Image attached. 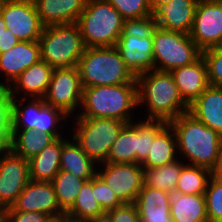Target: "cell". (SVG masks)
<instances>
[{"label": "cell", "instance_id": "cell-48", "mask_svg": "<svg viewBox=\"0 0 222 222\" xmlns=\"http://www.w3.org/2000/svg\"><path fill=\"white\" fill-rule=\"evenodd\" d=\"M0 222H7V208L0 206Z\"/></svg>", "mask_w": 222, "mask_h": 222}, {"label": "cell", "instance_id": "cell-39", "mask_svg": "<svg viewBox=\"0 0 222 222\" xmlns=\"http://www.w3.org/2000/svg\"><path fill=\"white\" fill-rule=\"evenodd\" d=\"M201 55L207 67L209 85L222 87V46L206 49Z\"/></svg>", "mask_w": 222, "mask_h": 222}, {"label": "cell", "instance_id": "cell-11", "mask_svg": "<svg viewBox=\"0 0 222 222\" xmlns=\"http://www.w3.org/2000/svg\"><path fill=\"white\" fill-rule=\"evenodd\" d=\"M190 37L201 51L222 46V0L198 1Z\"/></svg>", "mask_w": 222, "mask_h": 222}, {"label": "cell", "instance_id": "cell-9", "mask_svg": "<svg viewBox=\"0 0 222 222\" xmlns=\"http://www.w3.org/2000/svg\"><path fill=\"white\" fill-rule=\"evenodd\" d=\"M82 93L83 87L77 66L54 68L43 99L47 105L61 109L72 118L81 107Z\"/></svg>", "mask_w": 222, "mask_h": 222}, {"label": "cell", "instance_id": "cell-4", "mask_svg": "<svg viewBox=\"0 0 222 222\" xmlns=\"http://www.w3.org/2000/svg\"><path fill=\"white\" fill-rule=\"evenodd\" d=\"M77 68L82 87L137 83L115 46L85 48Z\"/></svg>", "mask_w": 222, "mask_h": 222}, {"label": "cell", "instance_id": "cell-33", "mask_svg": "<svg viewBox=\"0 0 222 222\" xmlns=\"http://www.w3.org/2000/svg\"><path fill=\"white\" fill-rule=\"evenodd\" d=\"M86 180L73 173L60 170L51 181L60 208L66 213L75 203L78 193Z\"/></svg>", "mask_w": 222, "mask_h": 222}, {"label": "cell", "instance_id": "cell-46", "mask_svg": "<svg viewBox=\"0 0 222 222\" xmlns=\"http://www.w3.org/2000/svg\"><path fill=\"white\" fill-rule=\"evenodd\" d=\"M170 1L171 0H147L150 9L152 10V13H154L158 8L167 4Z\"/></svg>", "mask_w": 222, "mask_h": 222}, {"label": "cell", "instance_id": "cell-21", "mask_svg": "<svg viewBox=\"0 0 222 222\" xmlns=\"http://www.w3.org/2000/svg\"><path fill=\"white\" fill-rule=\"evenodd\" d=\"M134 204L137 206L140 222H173L167 191L143 184Z\"/></svg>", "mask_w": 222, "mask_h": 222}, {"label": "cell", "instance_id": "cell-28", "mask_svg": "<svg viewBox=\"0 0 222 222\" xmlns=\"http://www.w3.org/2000/svg\"><path fill=\"white\" fill-rule=\"evenodd\" d=\"M138 150V119L126 124L120 131L109 151L110 163H136Z\"/></svg>", "mask_w": 222, "mask_h": 222}, {"label": "cell", "instance_id": "cell-45", "mask_svg": "<svg viewBox=\"0 0 222 222\" xmlns=\"http://www.w3.org/2000/svg\"><path fill=\"white\" fill-rule=\"evenodd\" d=\"M86 222H113L111 216L104 212L100 215H97L96 217L87 219Z\"/></svg>", "mask_w": 222, "mask_h": 222}, {"label": "cell", "instance_id": "cell-12", "mask_svg": "<svg viewBox=\"0 0 222 222\" xmlns=\"http://www.w3.org/2000/svg\"><path fill=\"white\" fill-rule=\"evenodd\" d=\"M0 13L6 29L20 41H39L44 26L33 0H5Z\"/></svg>", "mask_w": 222, "mask_h": 222}, {"label": "cell", "instance_id": "cell-5", "mask_svg": "<svg viewBox=\"0 0 222 222\" xmlns=\"http://www.w3.org/2000/svg\"><path fill=\"white\" fill-rule=\"evenodd\" d=\"M124 21L107 0H87L77 24L86 48L112 47L121 36Z\"/></svg>", "mask_w": 222, "mask_h": 222}, {"label": "cell", "instance_id": "cell-52", "mask_svg": "<svg viewBox=\"0 0 222 222\" xmlns=\"http://www.w3.org/2000/svg\"><path fill=\"white\" fill-rule=\"evenodd\" d=\"M6 87L0 85V93L5 89Z\"/></svg>", "mask_w": 222, "mask_h": 222}, {"label": "cell", "instance_id": "cell-23", "mask_svg": "<svg viewBox=\"0 0 222 222\" xmlns=\"http://www.w3.org/2000/svg\"><path fill=\"white\" fill-rule=\"evenodd\" d=\"M98 164L91 159L69 135L62 137L60 170L73 173L84 180H90L97 174Z\"/></svg>", "mask_w": 222, "mask_h": 222}, {"label": "cell", "instance_id": "cell-36", "mask_svg": "<svg viewBox=\"0 0 222 222\" xmlns=\"http://www.w3.org/2000/svg\"><path fill=\"white\" fill-rule=\"evenodd\" d=\"M209 222H222V180L211 176L204 193Z\"/></svg>", "mask_w": 222, "mask_h": 222}, {"label": "cell", "instance_id": "cell-16", "mask_svg": "<svg viewBox=\"0 0 222 222\" xmlns=\"http://www.w3.org/2000/svg\"><path fill=\"white\" fill-rule=\"evenodd\" d=\"M115 47L126 67L137 77L146 71L154 70L153 37L138 38L121 35Z\"/></svg>", "mask_w": 222, "mask_h": 222}, {"label": "cell", "instance_id": "cell-20", "mask_svg": "<svg viewBox=\"0 0 222 222\" xmlns=\"http://www.w3.org/2000/svg\"><path fill=\"white\" fill-rule=\"evenodd\" d=\"M44 27L77 23L87 0H33Z\"/></svg>", "mask_w": 222, "mask_h": 222}, {"label": "cell", "instance_id": "cell-3", "mask_svg": "<svg viewBox=\"0 0 222 222\" xmlns=\"http://www.w3.org/2000/svg\"><path fill=\"white\" fill-rule=\"evenodd\" d=\"M135 110L139 111L137 83L83 87L81 107L74 117L118 119L128 124L139 118Z\"/></svg>", "mask_w": 222, "mask_h": 222}, {"label": "cell", "instance_id": "cell-29", "mask_svg": "<svg viewBox=\"0 0 222 222\" xmlns=\"http://www.w3.org/2000/svg\"><path fill=\"white\" fill-rule=\"evenodd\" d=\"M185 162L178 159L170 164L155 168L144 169V184L150 188H157L170 192L176 190L179 175Z\"/></svg>", "mask_w": 222, "mask_h": 222}, {"label": "cell", "instance_id": "cell-35", "mask_svg": "<svg viewBox=\"0 0 222 222\" xmlns=\"http://www.w3.org/2000/svg\"><path fill=\"white\" fill-rule=\"evenodd\" d=\"M167 124L165 121L138 118V150L136 163L141 164L148 155L155 135Z\"/></svg>", "mask_w": 222, "mask_h": 222}, {"label": "cell", "instance_id": "cell-19", "mask_svg": "<svg viewBox=\"0 0 222 222\" xmlns=\"http://www.w3.org/2000/svg\"><path fill=\"white\" fill-rule=\"evenodd\" d=\"M198 1L171 0L161 6L153 13L158 27L169 31L190 34Z\"/></svg>", "mask_w": 222, "mask_h": 222}, {"label": "cell", "instance_id": "cell-8", "mask_svg": "<svg viewBox=\"0 0 222 222\" xmlns=\"http://www.w3.org/2000/svg\"><path fill=\"white\" fill-rule=\"evenodd\" d=\"M201 53L190 34L169 31L158 26L154 31V70L170 72L193 63Z\"/></svg>", "mask_w": 222, "mask_h": 222}, {"label": "cell", "instance_id": "cell-22", "mask_svg": "<svg viewBox=\"0 0 222 222\" xmlns=\"http://www.w3.org/2000/svg\"><path fill=\"white\" fill-rule=\"evenodd\" d=\"M188 112L222 136V87L209 85Z\"/></svg>", "mask_w": 222, "mask_h": 222}, {"label": "cell", "instance_id": "cell-2", "mask_svg": "<svg viewBox=\"0 0 222 222\" xmlns=\"http://www.w3.org/2000/svg\"><path fill=\"white\" fill-rule=\"evenodd\" d=\"M138 85L139 117L169 123L179 115L188 112L170 72L150 70L136 77ZM142 110V112H141ZM141 113V114H140Z\"/></svg>", "mask_w": 222, "mask_h": 222}, {"label": "cell", "instance_id": "cell-15", "mask_svg": "<svg viewBox=\"0 0 222 222\" xmlns=\"http://www.w3.org/2000/svg\"><path fill=\"white\" fill-rule=\"evenodd\" d=\"M41 60L39 41H20L0 53V85L8 88L31 65Z\"/></svg>", "mask_w": 222, "mask_h": 222}, {"label": "cell", "instance_id": "cell-14", "mask_svg": "<svg viewBox=\"0 0 222 222\" xmlns=\"http://www.w3.org/2000/svg\"><path fill=\"white\" fill-rule=\"evenodd\" d=\"M7 211L40 212L51 218L65 214L60 208L52 182L32 181L24 187Z\"/></svg>", "mask_w": 222, "mask_h": 222}, {"label": "cell", "instance_id": "cell-30", "mask_svg": "<svg viewBox=\"0 0 222 222\" xmlns=\"http://www.w3.org/2000/svg\"><path fill=\"white\" fill-rule=\"evenodd\" d=\"M95 198L94 176L83 183L75 203L65 214L75 219L87 220L104 213Z\"/></svg>", "mask_w": 222, "mask_h": 222}, {"label": "cell", "instance_id": "cell-41", "mask_svg": "<svg viewBox=\"0 0 222 222\" xmlns=\"http://www.w3.org/2000/svg\"><path fill=\"white\" fill-rule=\"evenodd\" d=\"M95 196L104 212H108L123 204L116 196V193L110 189V186L97 174L95 175Z\"/></svg>", "mask_w": 222, "mask_h": 222}, {"label": "cell", "instance_id": "cell-32", "mask_svg": "<svg viewBox=\"0 0 222 222\" xmlns=\"http://www.w3.org/2000/svg\"><path fill=\"white\" fill-rule=\"evenodd\" d=\"M213 172L190 164L182 166L176 190L181 194L204 195Z\"/></svg>", "mask_w": 222, "mask_h": 222}, {"label": "cell", "instance_id": "cell-44", "mask_svg": "<svg viewBox=\"0 0 222 222\" xmlns=\"http://www.w3.org/2000/svg\"><path fill=\"white\" fill-rule=\"evenodd\" d=\"M19 42L20 40L9 29H5L0 37V53L7 52Z\"/></svg>", "mask_w": 222, "mask_h": 222}, {"label": "cell", "instance_id": "cell-27", "mask_svg": "<svg viewBox=\"0 0 222 222\" xmlns=\"http://www.w3.org/2000/svg\"><path fill=\"white\" fill-rule=\"evenodd\" d=\"M61 151L62 137H59L39 154L29 159L30 180L51 182L60 171Z\"/></svg>", "mask_w": 222, "mask_h": 222}, {"label": "cell", "instance_id": "cell-7", "mask_svg": "<svg viewBox=\"0 0 222 222\" xmlns=\"http://www.w3.org/2000/svg\"><path fill=\"white\" fill-rule=\"evenodd\" d=\"M39 44L41 59L53 69L77 66L86 48L77 23L44 27Z\"/></svg>", "mask_w": 222, "mask_h": 222}, {"label": "cell", "instance_id": "cell-17", "mask_svg": "<svg viewBox=\"0 0 222 222\" xmlns=\"http://www.w3.org/2000/svg\"><path fill=\"white\" fill-rule=\"evenodd\" d=\"M53 68L42 59L23 71L8 87L12 97L43 98L51 81Z\"/></svg>", "mask_w": 222, "mask_h": 222}, {"label": "cell", "instance_id": "cell-6", "mask_svg": "<svg viewBox=\"0 0 222 222\" xmlns=\"http://www.w3.org/2000/svg\"><path fill=\"white\" fill-rule=\"evenodd\" d=\"M69 134L80 148L97 164L108 159L112 144L127 124L110 118H70ZM71 131V132H70Z\"/></svg>", "mask_w": 222, "mask_h": 222}, {"label": "cell", "instance_id": "cell-10", "mask_svg": "<svg viewBox=\"0 0 222 222\" xmlns=\"http://www.w3.org/2000/svg\"><path fill=\"white\" fill-rule=\"evenodd\" d=\"M97 175L122 203H134L144 184V169L138 163L102 162L97 166Z\"/></svg>", "mask_w": 222, "mask_h": 222}, {"label": "cell", "instance_id": "cell-38", "mask_svg": "<svg viewBox=\"0 0 222 222\" xmlns=\"http://www.w3.org/2000/svg\"><path fill=\"white\" fill-rule=\"evenodd\" d=\"M124 19L153 15L147 0H107Z\"/></svg>", "mask_w": 222, "mask_h": 222}, {"label": "cell", "instance_id": "cell-49", "mask_svg": "<svg viewBox=\"0 0 222 222\" xmlns=\"http://www.w3.org/2000/svg\"><path fill=\"white\" fill-rule=\"evenodd\" d=\"M64 222H86V220L75 219L66 214H64Z\"/></svg>", "mask_w": 222, "mask_h": 222}, {"label": "cell", "instance_id": "cell-53", "mask_svg": "<svg viewBox=\"0 0 222 222\" xmlns=\"http://www.w3.org/2000/svg\"><path fill=\"white\" fill-rule=\"evenodd\" d=\"M4 1H5V0H0V9H1V7H2Z\"/></svg>", "mask_w": 222, "mask_h": 222}, {"label": "cell", "instance_id": "cell-31", "mask_svg": "<svg viewBox=\"0 0 222 222\" xmlns=\"http://www.w3.org/2000/svg\"><path fill=\"white\" fill-rule=\"evenodd\" d=\"M43 98L13 97L12 129H34L38 111L45 105Z\"/></svg>", "mask_w": 222, "mask_h": 222}, {"label": "cell", "instance_id": "cell-40", "mask_svg": "<svg viewBox=\"0 0 222 222\" xmlns=\"http://www.w3.org/2000/svg\"><path fill=\"white\" fill-rule=\"evenodd\" d=\"M157 26L154 15L144 18L125 19L121 35H131L138 38L153 37Z\"/></svg>", "mask_w": 222, "mask_h": 222}, {"label": "cell", "instance_id": "cell-26", "mask_svg": "<svg viewBox=\"0 0 222 222\" xmlns=\"http://www.w3.org/2000/svg\"><path fill=\"white\" fill-rule=\"evenodd\" d=\"M10 149L24 159H31L57 138L66 134H48L34 129H11Z\"/></svg>", "mask_w": 222, "mask_h": 222}, {"label": "cell", "instance_id": "cell-18", "mask_svg": "<svg viewBox=\"0 0 222 222\" xmlns=\"http://www.w3.org/2000/svg\"><path fill=\"white\" fill-rule=\"evenodd\" d=\"M183 101L191 105L209 86L207 67L202 55L193 63L170 71Z\"/></svg>", "mask_w": 222, "mask_h": 222}, {"label": "cell", "instance_id": "cell-37", "mask_svg": "<svg viewBox=\"0 0 222 222\" xmlns=\"http://www.w3.org/2000/svg\"><path fill=\"white\" fill-rule=\"evenodd\" d=\"M12 101L8 88L0 93V149H8L12 140Z\"/></svg>", "mask_w": 222, "mask_h": 222}, {"label": "cell", "instance_id": "cell-24", "mask_svg": "<svg viewBox=\"0 0 222 222\" xmlns=\"http://www.w3.org/2000/svg\"><path fill=\"white\" fill-rule=\"evenodd\" d=\"M173 222H209L204 195L168 192Z\"/></svg>", "mask_w": 222, "mask_h": 222}, {"label": "cell", "instance_id": "cell-42", "mask_svg": "<svg viewBox=\"0 0 222 222\" xmlns=\"http://www.w3.org/2000/svg\"><path fill=\"white\" fill-rule=\"evenodd\" d=\"M107 213L113 222H140L137 206L134 203H123Z\"/></svg>", "mask_w": 222, "mask_h": 222}, {"label": "cell", "instance_id": "cell-34", "mask_svg": "<svg viewBox=\"0 0 222 222\" xmlns=\"http://www.w3.org/2000/svg\"><path fill=\"white\" fill-rule=\"evenodd\" d=\"M67 122H70V117L61 109L45 104L37 113L35 130L48 134H65L69 133Z\"/></svg>", "mask_w": 222, "mask_h": 222}, {"label": "cell", "instance_id": "cell-51", "mask_svg": "<svg viewBox=\"0 0 222 222\" xmlns=\"http://www.w3.org/2000/svg\"><path fill=\"white\" fill-rule=\"evenodd\" d=\"M47 222H64V215L50 218Z\"/></svg>", "mask_w": 222, "mask_h": 222}, {"label": "cell", "instance_id": "cell-50", "mask_svg": "<svg viewBox=\"0 0 222 222\" xmlns=\"http://www.w3.org/2000/svg\"><path fill=\"white\" fill-rule=\"evenodd\" d=\"M6 29V24L2 18V15L0 13V37L4 33V30Z\"/></svg>", "mask_w": 222, "mask_h": 222}, {"label": "cell", "instance_id": "cell-1", "mask_svg": "<svg viewBox=\"0 0 222 222\" xmlns=\"http://www.w3.org/2000/svg\"><path fill=\"white\" fill-rule=\"evenodd\" d=\"M169 124L177 140L178 157L185 164L216 169L222 147V136L207 127L189 112L179 115Z\"/></svg>", "mask_w": 222, "mask_h": 222}, {"label": "cell", "instance_id": "cell-25", "mask_svg": "<svg viewBox=\"0 0 222 222\" xmlns=\"http://www.w3.org/2000/svg\"><path fill=\"white\" fill-rule=\"evenodd\" d=\"M177 140L173 128L167 123L156 135L148 155L141 163L143 168H155L178 160Z\"/></svg>", "mask_w": 222, "mask_h": 222}, {"label": "cell", "instance_id": "cell-47", "mask_svg": "<svg viewBox=\"0 0 222 222\" xmlns=\"http://www.w3.org/2000/svg\"><path fill=\"white\" fill-rule=\"evenodd\" d=\"M213 174L222 180V147L220 150L218 165L213 171Z\"/></svg>", "mask_w": 222, "mask_h": 222}, {"label": "cell", "instance_id": "cell-13", "mask_svg": "<svg viewBox=\"0 0 222 222\" xmlns=\"http://www.w3.org/2000/svg\"><path fill=\"white\" fill-rule=\"evenodd\" d=\"M29 181L28 160L10 148L0 149V206L11 207Z\"/></svg>", "mask_w": 222, "mask_h": 222}, {"label": "cell", "instance_id": "cell-43", "mask_svg": "<svg viewBox=\"0 0 222 222\" xmlns=\"http://www.w3.org/2000/svg\"><path fill=\"white\" fill-rule=\"evenodd\" d=\"M50 218L47 214L35 211H7V222H47Z\"/></svg>", "mask_w": 222, "mask_h": 222}]
</instances>
